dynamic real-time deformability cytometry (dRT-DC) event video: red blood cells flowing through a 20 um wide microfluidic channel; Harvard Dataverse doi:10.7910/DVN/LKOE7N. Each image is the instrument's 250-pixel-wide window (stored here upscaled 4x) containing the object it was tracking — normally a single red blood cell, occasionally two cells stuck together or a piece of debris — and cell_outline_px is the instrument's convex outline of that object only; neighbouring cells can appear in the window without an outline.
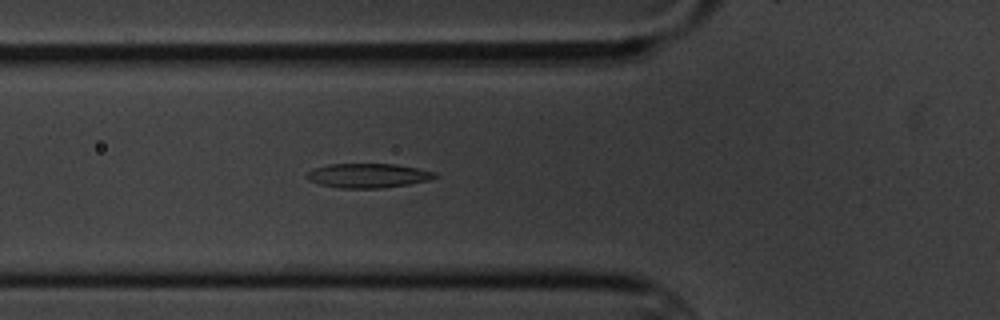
{"species": "common noctule bat (a hibernating species)", "species_latin": "Nyctalus noctula", "temperature_condition": "cold", "stored_images_in_passage": 6, "camera_frame_rate_fps": 3000, "um_per_image_px": 0.085, "animal": {"sex": "male", "body_mass_g": 20.1, "forearm_length_mm": 53.5}, "frame": {"image": 1, "passage_image": 6, "time_ms": 6.667, "image_size_px": [1000, 320], "cell_outline_px": [[440, 176], [428, 180], [408, 184], [380, 188], [340, 188], [320, 184], [308, 180], [304, 176], [308, 172], [316, 168], [328, 164], [396, 164], [436, 172]], "centroid_in_image_um": [31.28, 14.92], "position_along_channel_um": 94.5, "area_um2": 18.09}}